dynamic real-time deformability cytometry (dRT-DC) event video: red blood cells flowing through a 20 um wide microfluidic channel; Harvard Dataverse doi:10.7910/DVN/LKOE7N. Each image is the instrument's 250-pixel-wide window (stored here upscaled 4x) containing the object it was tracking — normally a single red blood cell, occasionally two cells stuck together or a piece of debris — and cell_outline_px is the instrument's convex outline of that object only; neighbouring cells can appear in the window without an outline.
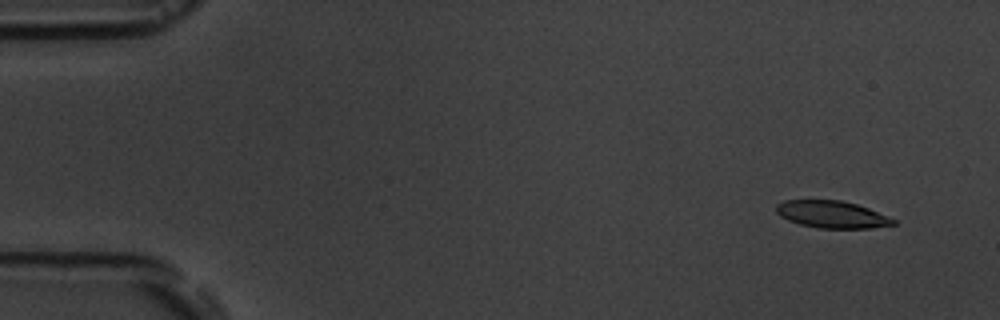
{"species": "common noctule bat (a hibernating species)", "species_latin": "Nyctalus noctula", "temperature_condition": "room temperature", "stored_images_in_passage": 5, "camera_frame_rate_fps": 3000, "um_per_image_px": 0.085, "animal": {"sex": "male", "body_mass_g": 19.5, "forearm_length_mm": 54.6}, "frame": {"image": 1, "passage_image": 1, "time_ms": 0.0, "image_size_px": [1000, 320], "cell_outline_px": [[896, 224], [872, 228], [816, 228], [800, 224], [788, 220], [780, 216], [776, 212], [776, 204], [784, 200], [840, 200], [856, 204], [868, 208], [888, 216], [896, 220]], "centroid_in_image_um": [70.7, 18.23], "position_along_channel_um": 14.3, "area_um2": 18.55}}
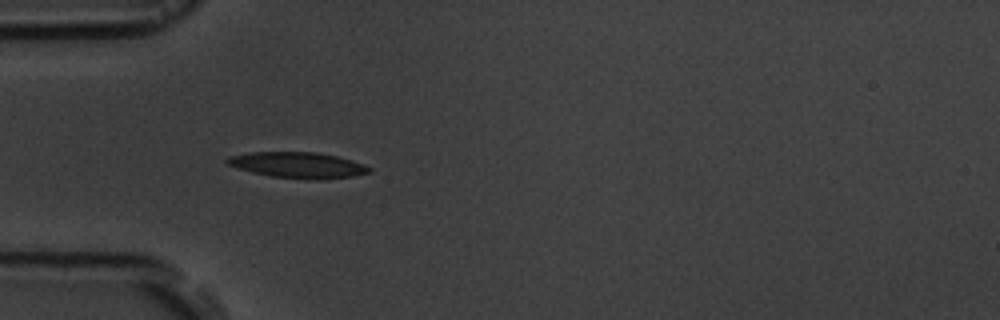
{"frame": {"image": 2, "passage_image": 4, "time_ms": 4.333, "image_size_px": [1000, 320], "cell_outline_px": [[372, 172], [352, 176], [308, 180], [272, 176], [252, 172], [228, 164], [224, 160], [228, 156], [248, 152], [320, 152], [352, 160], [364, 164], [372, 168]], "centroid_in_image_um": [25.33, 14.02], "position_along_channel_um": 59.7, "area_um2": 21.39}}
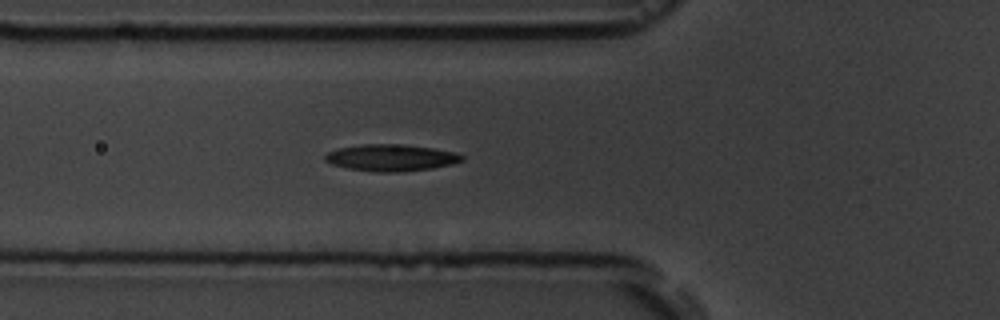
{"frame": {"image": 3, "passage_image": 5, "time_ms": 5.333, "image_size_px": [1000, 320], "cell_outline_px": [[464, 160], [452, 164], [432, 168], [400, 172], [376, 172], [348, 168], [332, 164], [324, 160], [324, 156], [328, 152], [340, 148], [364, 144], [404, 144], [432, 148], [456, 152], [464, 156]], "centroid_in_image_um": [33.27, 13.4], "position_along_channel_um": 92.5, "area_um2": 21.27}}